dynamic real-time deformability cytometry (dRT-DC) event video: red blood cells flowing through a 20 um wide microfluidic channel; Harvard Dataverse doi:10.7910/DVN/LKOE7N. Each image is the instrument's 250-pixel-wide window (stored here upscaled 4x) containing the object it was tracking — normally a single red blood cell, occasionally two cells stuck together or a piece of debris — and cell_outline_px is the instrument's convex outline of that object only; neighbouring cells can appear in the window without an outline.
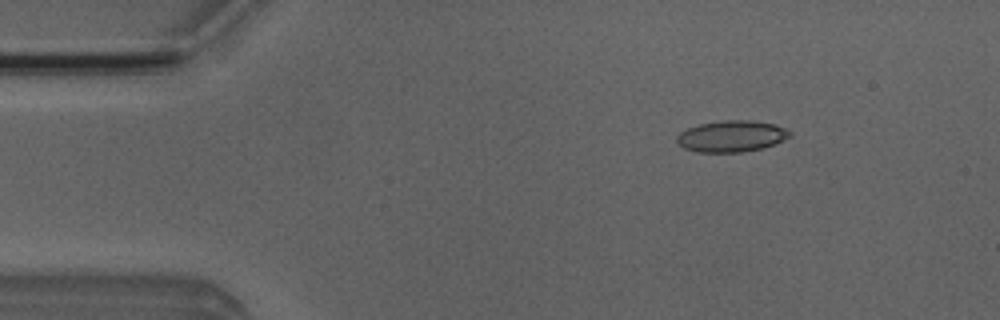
{"species": "Egyptian fruit bat (a non-hibernating species)", "species_latin": "Rousettus aegyptiacus", "temperature_condition": "room temperature", "stored_images_in_passage": 4, "camera_frame_rate_fps": 3000, "um_per_image_px": 0.085, "animal": {"sex": "male"}, "frame": {"image": 1, "passage_image": 2, "time_ms": 1.0, "image_size_px": [1000, 320], "cell_outline_px": [[792, 136], [784, 140], [764, 148], [740, 152], [696, 152], [684, 148], [676, 140], [676, 136], [680, 132], [688, 128], [700, 124], [724, 120], [752, 120], [772, 124], [784, 128], [792, 132]], "centroid_in_image_um": [62.19, 11.58], "position_along_channel_um": 22.8, "area_um2": 20.63}}